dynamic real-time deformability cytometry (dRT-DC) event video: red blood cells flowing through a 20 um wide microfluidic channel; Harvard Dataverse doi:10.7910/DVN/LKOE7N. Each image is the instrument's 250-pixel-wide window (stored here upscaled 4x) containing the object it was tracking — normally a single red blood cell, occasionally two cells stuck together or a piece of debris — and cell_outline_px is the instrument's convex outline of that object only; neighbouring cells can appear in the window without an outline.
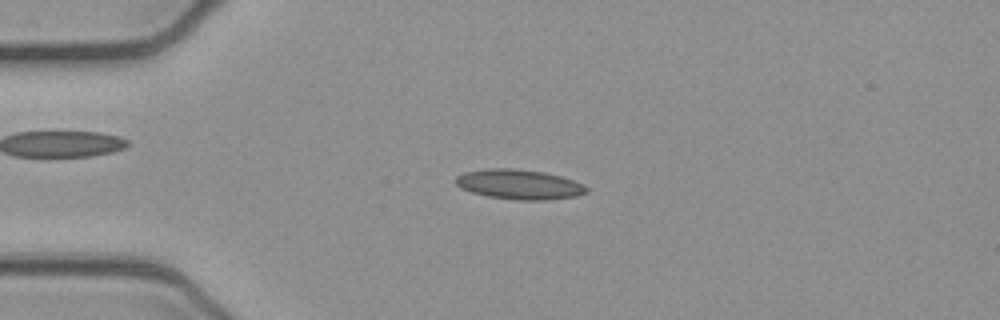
{"species": "common noctule bat (a hibernating species)", "species_latin": "Nyctalus noctula", "temperature_condition": "cold", "stored_images_in_passage": 47, "segment_of_instrument_passage": [1, 2], "camera_frame_rate_fps": 3000, "um_per_image_px": 0.085, "animal": {"sex": "female", "body_mass_g": 21.9}, "frame": {"image": 1, "passage_image": 12, "time_ms": 3.667, "image_size_px": [1000, 320], "cell_outline_px": [[588, 192], [576, 196], [548, 200], [516, 200], [488, 196], [472, 192], [460, 188], [456, 184], [456, 176], [464, 172], [488, 168], [512, 168], [544, 172], [560, 176], [584, 184], [588, 188]], "centroid_in_image_um": [44.14, 15.67], "position_along_channel_um": 40.9, "area_um2": 22.77}}
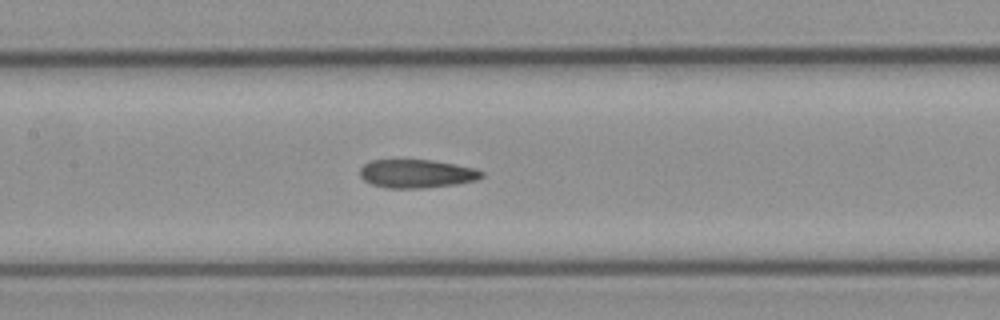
{"frame": {"image": 2, "passage_image": 24, "time_ms": 7.667, "image_size_px": [1000, 320], "cell_outline_px": [[484, 176], [480, 180], [456, 184], [424, 188], [384, 188], [372, 184], [364, 180], [360, 176], [360, 168], [364, 164], [372, 160], [432, 160], [456, 164], [476, 168], [484, 172]], "centroid_in_image_um": [35.46, 14.77], "position_along_channel_um": 171.9, "area_um2": 20.4}}
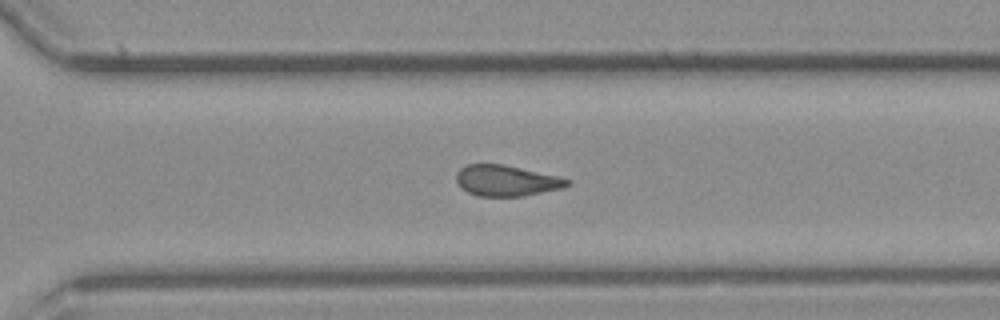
{"frame": {"image": 3, "passage_image": 36, "time_ms": 11.667, "image_size_px": [1000, 320], "cell_outline_px": [[572, 184], [564, 188], [524, 196], [476, 196], [460, 188], [456, 180], [456, 172], [464, 164], [504, 164], [556, 176], [572, 180]], "centroid_in_image_um": [43.03, 15.36], "position_along_channel_um": 327.6, "area_um2": 20.17}}